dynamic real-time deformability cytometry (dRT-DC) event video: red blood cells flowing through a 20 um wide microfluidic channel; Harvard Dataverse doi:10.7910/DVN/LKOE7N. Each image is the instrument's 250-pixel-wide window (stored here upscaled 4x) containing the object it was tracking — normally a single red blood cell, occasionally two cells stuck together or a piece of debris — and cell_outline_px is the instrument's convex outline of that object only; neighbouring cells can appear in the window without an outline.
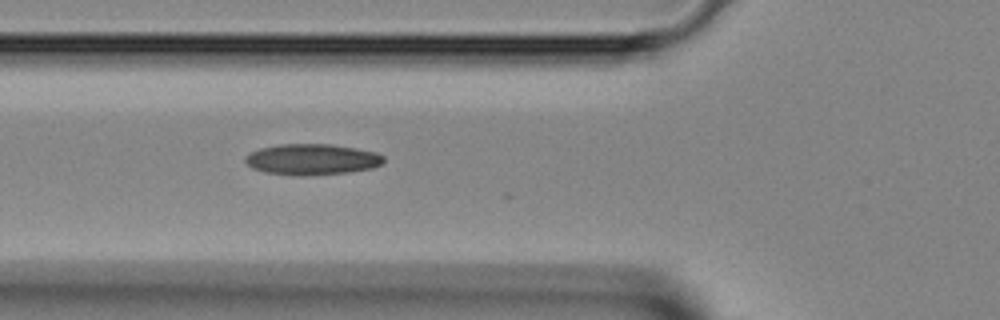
{"species": "Egyptian fruit bat (a non-hibernating species)", "species_latin": "Rousettus aegyptiacus", "temperature_condition": "room temperature", "stored_images_in_passage": 12, "camera_frame_rate_fps": 3000, "um_per_image_px": 0.085, "animal": {"sex": "female"}, "frame": {"image": 1, "passage_image": 5, "time_ms": 1.333, "image_size_px": [1000, 320], "cell_outline_px": [[384, 164], [372, 168], [348, 172], [300, 176], [264, 172], [252, 168], [244, 160], [244, 156], [260, 148], [280, 144], [332, 144], [356, 148], [376, 152], [384, 156]], "centroid_in_image_um": [26.53, 13.54], "position_along_channel_um": 99.3, "area_um2": 25.03}}
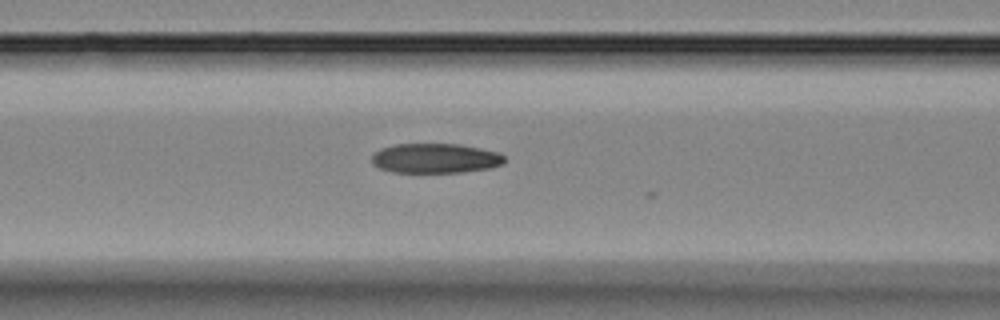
{"frame": {"image": 2, "passage_image": 7, "time_ms": 2.0, "image_size_px": [1000, 320], "cell_outline_px": [[504, 164], [488, 168], [464, 172], [396, 172], [380, 168], [372, 164], [372, 156], [380, 148], [396, 144], [460, 144], [500, 152], [504, 156]], "centroid_in_image_um": [37.03, 13.45], "position_along_channel_um": 129.6, "area_um2": 22.95}}
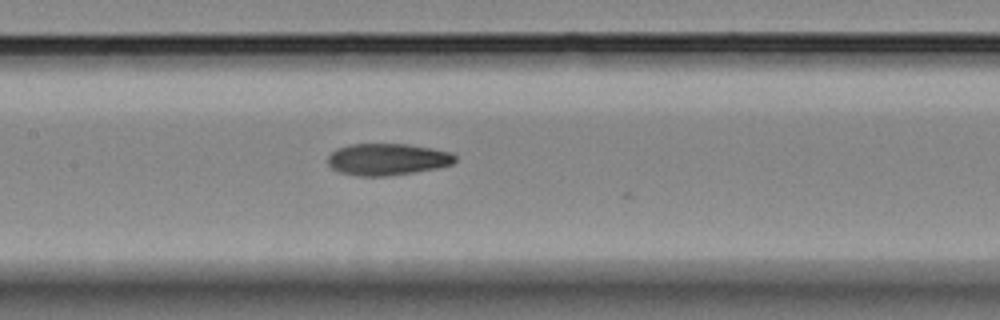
{"frame": {"image": 3, "passage_image": 10, "time_ms": 3.0, "image_size_px": [1000, 320], "cell_outline_px": [[456, 160], [452, 164], [440, 168], [384, 176], [360, 176], [340, 172], [332, 168], [328, 164], [328, 156], [336, 148], [348, 144], [408, 144], [432, 148], [452, 152], [456, 156]], "centroid_in_image_um": [32.94, 13.53], "position_along_channel_um": 174.5, "area_um2": 23.64}}